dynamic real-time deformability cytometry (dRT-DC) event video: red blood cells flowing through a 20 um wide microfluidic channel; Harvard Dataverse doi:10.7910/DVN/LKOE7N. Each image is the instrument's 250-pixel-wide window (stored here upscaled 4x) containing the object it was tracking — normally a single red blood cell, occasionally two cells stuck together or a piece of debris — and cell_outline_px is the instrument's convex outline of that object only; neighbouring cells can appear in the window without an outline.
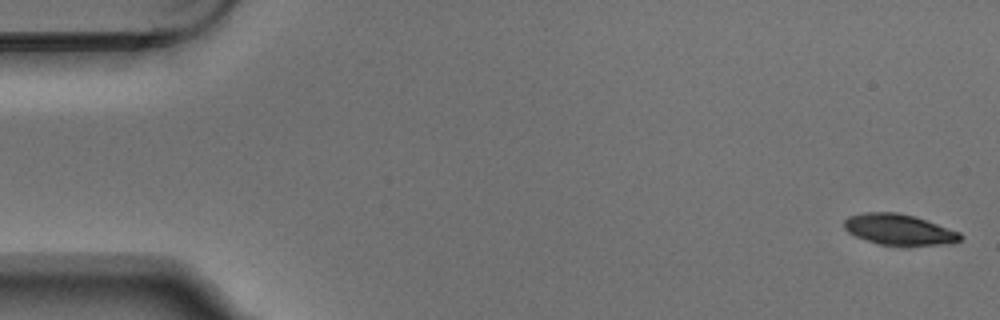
{"species": "Egyptian fruit bat (a non-hibernating species)", "species_latin": "Rousettus aegyptiacus", "temperature_condition": "warm", "stored_images_in_passage": 4, "camera_frame_rate_fps": 3000, "um_per_image_px": 0.085, "animal": {"sex": "male"}, "frame": {"image": 1, "passage_image": 1, "time_ms": 0.0, "image_size_px": [1000, 320], "cell_outline_px": [[964, 236], [960, 240], [948, 244], [876, 244], [864, 240], [848, 232], [844, 228], [844, 220], [848, 216], [864, 212], [896, 212], [916, 216], [960, 232]], "centroid_in_image_um": [76.39, 19.49], "position_along_channel_um": 8.6, "area_um2": 20.75}}
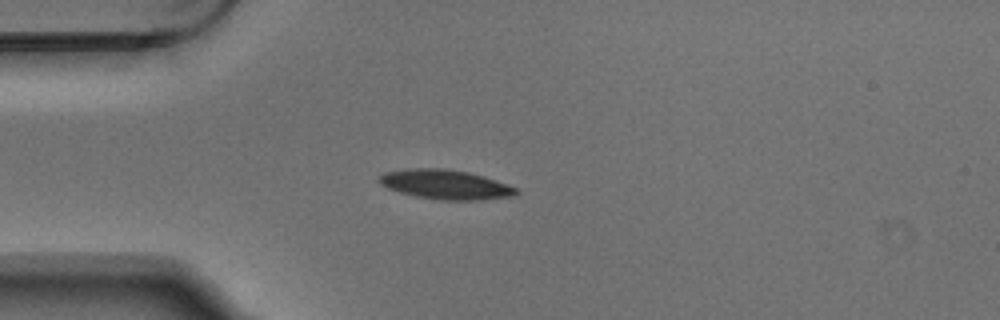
{"frame": {"image": 2, "passage_image": 4, "time_ms": 1.0, "image_size_px": [1000, 320], "cell_outline_px": [[520, 192], [512, 196], [476, 200], [440, 200], [416, 196], [400, 192], [388, 188], [380, 184], [376, 180], [384, 172], [404, 168], [444, 168], [468, 172], [484, 176], [496, 180], [516, 188]], "centroid_in_image_um": [37.82, 15.67], "position_along_channel_um": 47.2, "area_um2": 23.58}}